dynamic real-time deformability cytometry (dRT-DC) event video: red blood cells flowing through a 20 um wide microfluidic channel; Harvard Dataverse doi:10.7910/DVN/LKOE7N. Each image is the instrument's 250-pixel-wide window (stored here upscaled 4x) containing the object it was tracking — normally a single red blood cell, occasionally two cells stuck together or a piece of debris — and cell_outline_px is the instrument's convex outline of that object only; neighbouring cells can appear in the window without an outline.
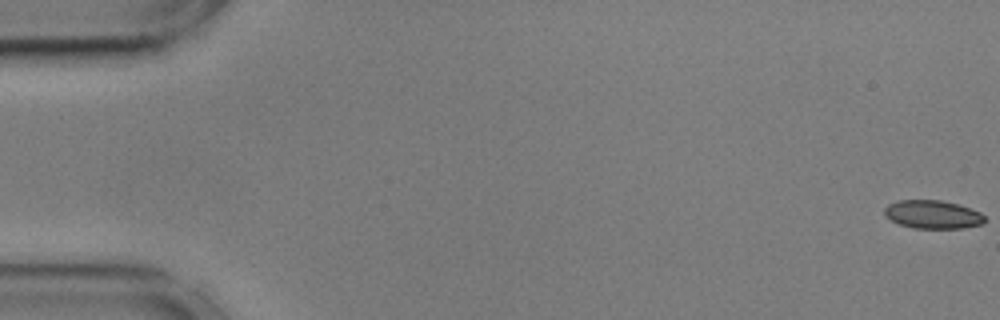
{"species": "common noctule bat (a hibernating species)", "species_latin": "Nyctalus noctula", "temperature_condition": "cold", "stored_images_in_passage": 56, "camera_frame_rate_fps": 3000, "um_per_image_px": 0.085, "animal": {"sex": "male", "body_mass_g": 17.9, "forearm_length_mm": 54.2}, "frame": {"image": 1, "passage_image": 1, "time_ms": 0.0, "image_size_px": [1000, 320], "cell_outline_px": [[984, 224], [964, 228], [912, 228], [900, 224], [884, 216], [884, 208], [888, 204], [896, 200], [940, 200], [956, 204], [980, 212], [984, 216]], "centroid_in_image_um": [79.25, 18.23], "position_along_channel_um": 5.7, "area_um2": 16.53}}
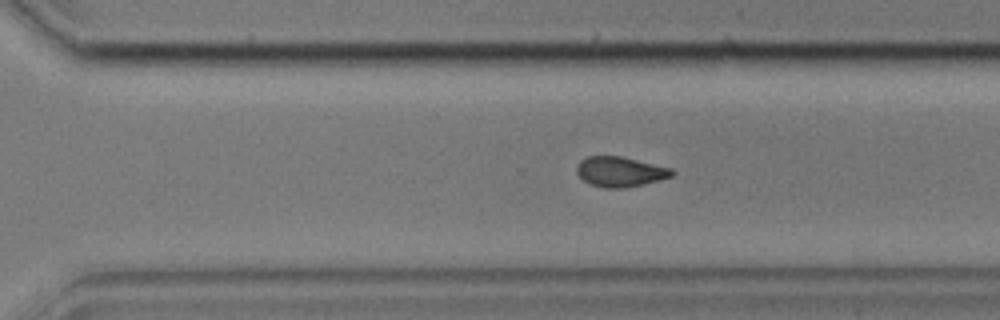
{"frame": {"image": 2, "passage_image": 39, "time_ms": 12.667, "image_size_px": [1000, 320], "cell_outline_px": [[676, 172], [672, 176], [624, 188], [604, 188], [588, 184], [576, 172], [576, 168], [580, 160], [588, 156], [620, 156], [672, 168]], "centroid_in_image_um": [52.68, 14.59], "position_along_channel_um": 317.9, "area_um2": 16.53}}
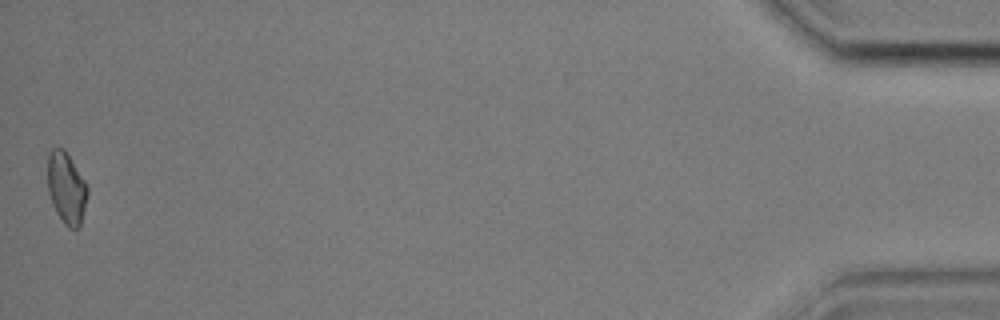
{"frame": {"image": 3, "passage_image": 56, "time_ms": 18.333, "image_size_px": [1000, 320], "cell_outline_px": [[88, 196], [80, 228], [68, 228], [64, 224], [56, 212], [52, 204], [48, 192], [48, 152], [52, 148], [64, 148], [84, 180], [88, 188]], "centroid_in_image_um": [5.65, 16.0], "position_along_channel_um": 429.6, "area_um2": 16.7}, "authors_computed_cell_mechanics": {"area_um2": 17.0221, "velocity_mm_per_s": 3.6018, "shape_relaxation_time_tau1_ms": 3.0169, "shape_relaxation_time_tau2_ms": 2.5783, "deformation_change_tau1": 0.0894, "deformation_change_tau2": 0.0837}}